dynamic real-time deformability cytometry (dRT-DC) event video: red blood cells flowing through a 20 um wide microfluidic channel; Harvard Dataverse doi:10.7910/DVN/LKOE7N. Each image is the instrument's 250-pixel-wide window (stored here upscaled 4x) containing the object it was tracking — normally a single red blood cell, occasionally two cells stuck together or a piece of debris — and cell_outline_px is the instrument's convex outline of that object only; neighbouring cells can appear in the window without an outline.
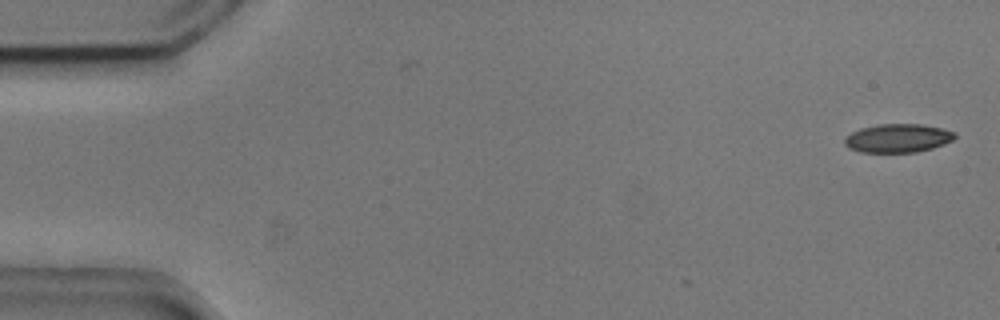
{"species": "common noctule bat (a hibernating species)", "species_latin": "Nyctalus noctula", "temperature_condition": "cold", "stored_images_in_passage": 8, "camera_frame_rate_fps": 3000, "um_per_image_px": 0.085, "animal": {"sex": "male", "body_mass_g": 20.5, "forearm_length_mm": 52.5}, "frame": {"image": 1, "passage_image": 2, "time_ms": 0.333, "image_size_px": [1000, 320], "cell_outline_px": [[956, 136], [952, 140], [944, 144], [932, 148], [916, 152], [860, 152], [848, 148], [844, 144], [844, 136], [860, 128], [880, 124], [920, 124], [940, 128], [956, 132]], "centroid_in_image_um": [76.28, 11.74], "position_along_channel_um": 8.7, "area_um2": 18.38}}